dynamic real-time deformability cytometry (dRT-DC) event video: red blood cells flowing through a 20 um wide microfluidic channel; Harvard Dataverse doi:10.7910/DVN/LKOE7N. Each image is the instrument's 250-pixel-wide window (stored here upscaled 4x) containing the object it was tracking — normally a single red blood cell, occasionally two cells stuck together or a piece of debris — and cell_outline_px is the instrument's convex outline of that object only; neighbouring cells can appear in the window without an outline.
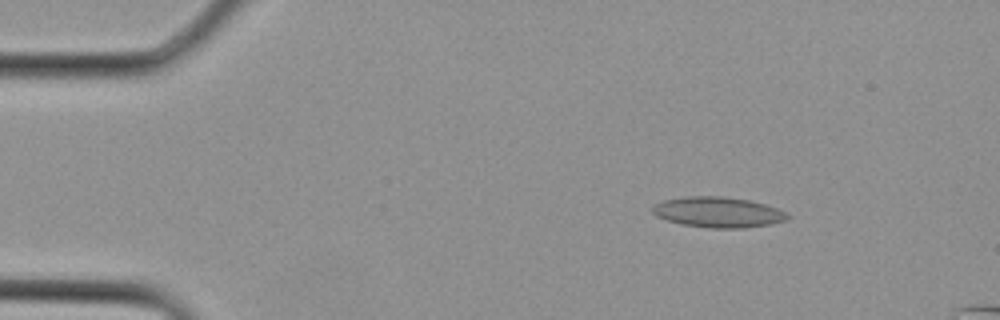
{"species": "Egyptian fruit bat (a non-hibernating species)", "species_latin": "Rousettus aegyptiacus", "temperature_condition": "cold", "stored_images_in_passage": 3, "camera_frame_rate_fps": 3000, "um_per_image_px": 0.085, "animal": {"sex": "female"}, "frame": {"image": 1, "passage_image": 1, "time_ms": 0.0, "image_size_px": [1000, 320], "cell_outline_px": [[788, 216], [784, 220], [768, 224], [744, 228], [712, 228], [680, 224], [656, 216], [652, 212], [652, 208], [656, 204], [664, 200], [688, 196], [724, 196], [752, 200], [776, 208], [784, 212]], "centroid_in_image_um": [61.0, 18.03], "position_along_channel_um": 24.0, "area_um2": 23.76}}